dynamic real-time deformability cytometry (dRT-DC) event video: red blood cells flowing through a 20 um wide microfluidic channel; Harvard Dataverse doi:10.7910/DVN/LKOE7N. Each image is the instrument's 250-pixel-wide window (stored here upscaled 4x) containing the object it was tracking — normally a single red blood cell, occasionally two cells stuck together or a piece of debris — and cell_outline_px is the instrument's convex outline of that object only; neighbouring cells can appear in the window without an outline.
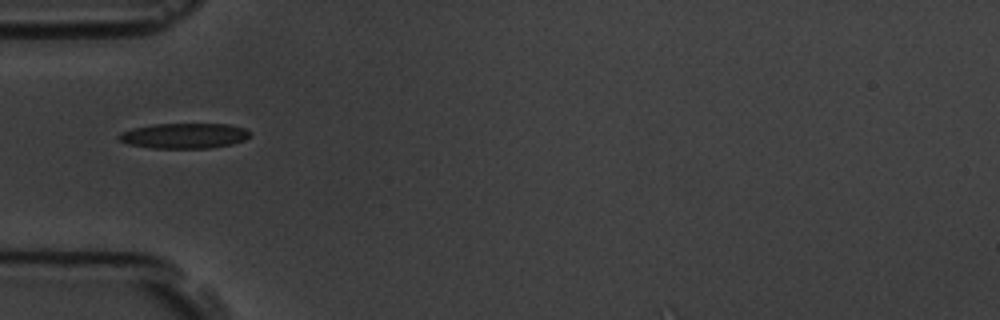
{"species": "common noctule bat (a hibernating species)", "species_latin": "Nyctalus noctula", "temperature_condition": "room temperature", "stored_images_in_passage": 4, "camera_frame_rate_fps": 3000, "um_per_image_px": 0.085, "animal": {"sex": "male", "body_mass_g": 19.5, "forearm_length_mm": 54.6}, "frame": {"image": 1, "passage_image": 1, "time_ms": 0.0, "image_size_px": [1000, 320], "cell_outline_px": [[252, 132], [244, 140], [232, 144], [212, 148], [152, 148], [128, 144], [120, 140], [116, 136], [120, 132], [132, 128], [152, 124], [228, 124], [244, 128]], "centroid_in_image_um": [15.64, 11.54], "position_along_channel_um": 69.4, "area_um2": 19.42}}
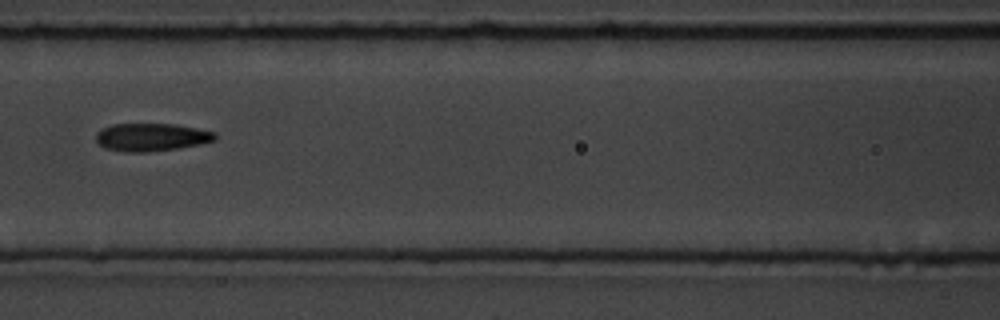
{"frame": {"image": 2, "passage_image": 3, "time_ms": 2.333, "image_size_px": [1000, 320], "cell_outline_px": [[216, 140], [200, 144], [180, 148], [148, 152], [124, 152], [104, 148], [96, 140], [96, 132], [112, 124], [176, 124], [216, 132]], "centroid_in_image_um": [12.88, 11.66], "position_along_channel_um": 153.7, "area_um2": 19.42}}
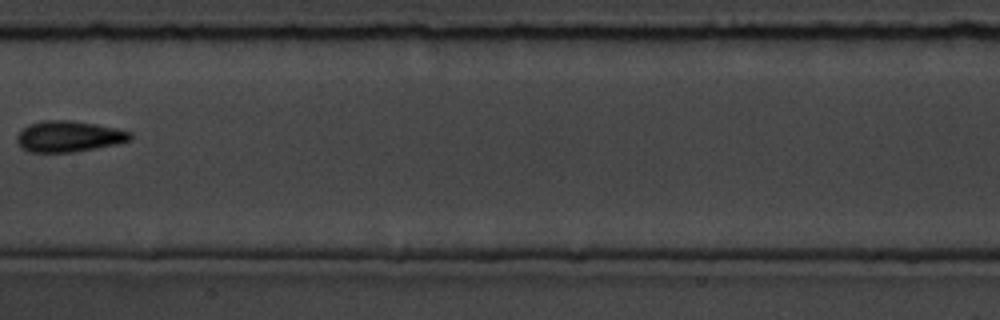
{"frame": {"image": 3, "passage_image": 4, "time_ms": 3.667, "image_size_px": [1000, 320], "cell_outline_px": [[132, 136], [128, 140], [116, 144], [96, 148], [72, 152], [28, 152], [16, 140], [16, 136], [28, 124], [44, 120], [72, 120], [96, 124], [116, 128], [132, 132]], "centroid_in_image_um": [5.84, 11.58], "position_along_channel_um": 201.6, "area_um2": 20.35}}